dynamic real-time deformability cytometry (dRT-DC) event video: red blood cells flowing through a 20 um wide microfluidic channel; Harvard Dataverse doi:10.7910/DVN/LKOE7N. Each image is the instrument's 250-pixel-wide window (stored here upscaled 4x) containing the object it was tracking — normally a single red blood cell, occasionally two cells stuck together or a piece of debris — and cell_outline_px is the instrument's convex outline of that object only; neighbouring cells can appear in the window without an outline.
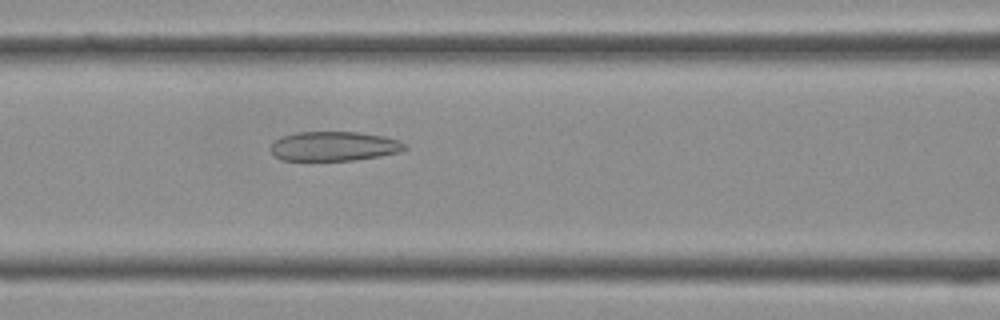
{"species": "Egyptian fruit bat (a non-hibernating species)", "species_latin": "Rousettus aegyptiacus", "temperature_condition": "cold", "stored_images_in_passage": 39, "camera_frame_rate_fps": 3000, "um_per_image_px": 0.085, "frame": {"image": 1, "passage_image": 16, "time_ms": 5.0, "image_size_px": [1000, 320], "cell_outline_px": [[408, 148], [400, 152], [380, 156], [352, 160], [280, 160], [272, 152], [272, 140], [280, 136], [296, 132], [360, 132], [384, 136], [400, 140], [408, 144]], "centroid_in_image_um": [28.42, 12.42], "position_along_channel_um": 138.2, "area_um2": 23.24}}
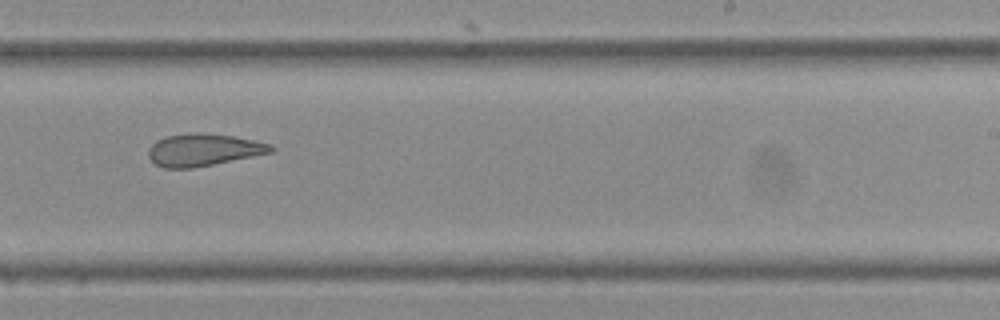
{"frame": {"image": 2, "passage_image": 24, "time_ms": 7.667, "image_size_px": [1000, 320], "cell_outline_px": [[276, 148], [272, 152], [192, 168], [164, 168], [156, 164], [148, 156], [148, 148], [156, 140], [168, 136], [232, 136], [272, 144]], "centroid_in_image_um": [17.29, 12.79], "position_along_channel_um": 271.7, "area_um2": 21.79}}
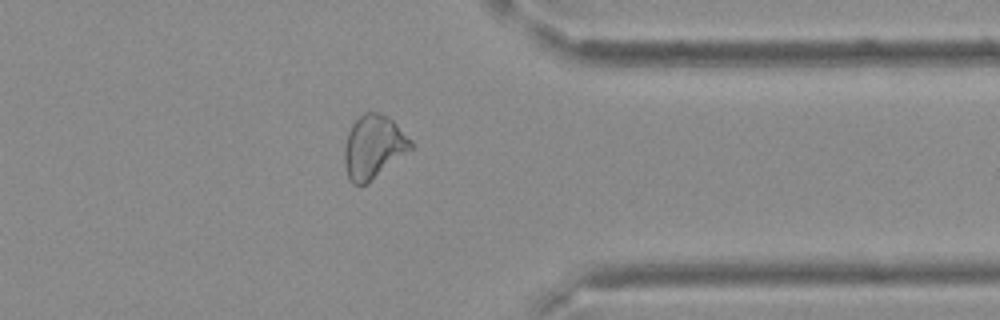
{"frame": {"image": 3, "passage_image": 31, "time_ms": 10.0, "image_size_px": [1000, 320], "cell_outline_px": [[412, 148], [368, 184], [352, 184], [348, 176], [344, 164], [344, 148], [348, 132], [352, 124], [364, 112], [376, 112], [392, 120], [412, 140]], "centroid_in_image_um": [31.73, 12.5], "position_along_channel_um": 379.7, "area_um2": 24.28}}